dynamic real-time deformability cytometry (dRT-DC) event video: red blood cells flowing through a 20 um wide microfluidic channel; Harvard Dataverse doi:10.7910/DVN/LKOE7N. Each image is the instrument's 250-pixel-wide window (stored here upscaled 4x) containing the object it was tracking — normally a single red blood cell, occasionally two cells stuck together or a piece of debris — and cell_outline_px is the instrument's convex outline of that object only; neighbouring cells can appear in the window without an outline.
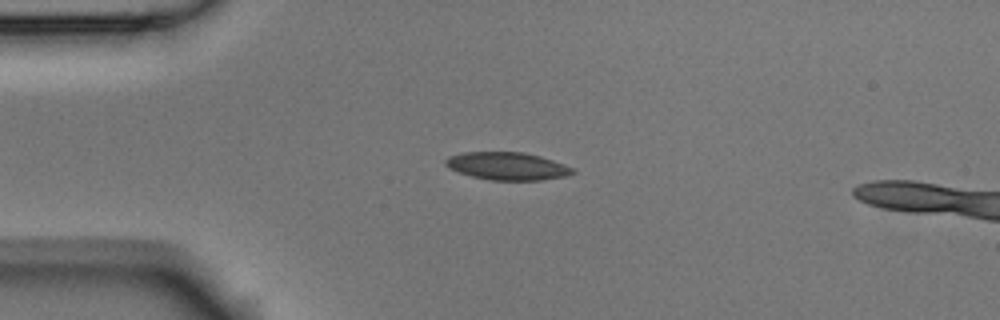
{"species": "Egyptian fruit bat (a non-hibernating species)", "species_latin": "Rousettus aegyptiacus", "temperature_condition": "room temperature", "stored_images_in_passage": 3, "camera_frame_rate_fps": 3000, "um_per_image_px": 0.085, "animal": {"sex": "male"}, "frame": {"image": 1, "passage_image": 2, "time_ms": 0.333, "image_size_px": [1000, 320], "cell_outline_px": [[576, 172], [568, 176], [540, 180], [492, 180], [472, 176], [448, 168], [444, 164], [444, 160], [448, 156], [464, 152], [524, 152], [540, 156], [564, 164], [572, 168]], "centroid_in_image_um": [43.11, 14.11], "position_along_channel_um": 41.9, "area_um2": 20.52}}